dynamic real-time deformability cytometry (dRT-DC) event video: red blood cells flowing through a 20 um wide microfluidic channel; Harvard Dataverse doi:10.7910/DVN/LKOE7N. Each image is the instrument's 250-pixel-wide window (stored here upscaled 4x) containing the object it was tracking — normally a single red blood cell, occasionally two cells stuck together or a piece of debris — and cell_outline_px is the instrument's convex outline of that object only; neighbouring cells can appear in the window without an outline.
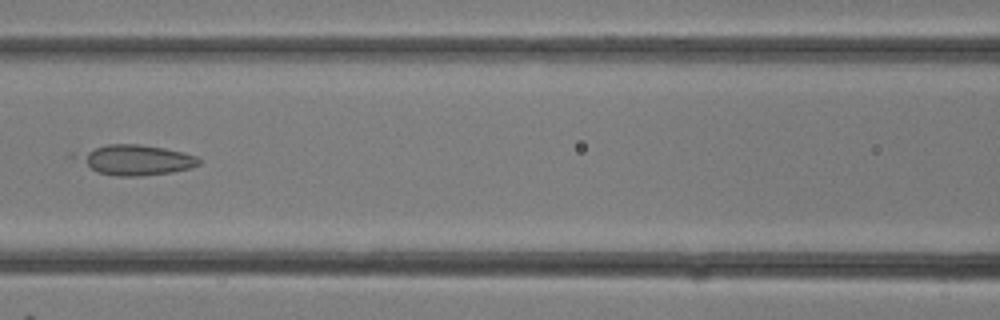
{"species": "common noctule bat (a hibernating species)", "species_latin": "Nyctalus noctula", "temperature_condition": "room temperature", "stored_images_in_passage": 28, "camera_frame_rate_fps": 3000, "um_per_image_px": 0.085, "animal": {"sex": "female"}, "frame": {"image": 1, "passage_image": 11, "time_ms": 3.333, "image_size_px": [1000, 320], "cell_outline_px": [[200, 164], [192, 168], [172, 172], [140, 176], [116, 176], [96, 172], [80, 156], [96, 148], [108, 144], [140, 144], [164, 148], [196, 156], [200, 160]], "centroid_in_image_um": [11.71, 13.61], "position_along_channel_um": 154.9, "area_um2": 20.46}}
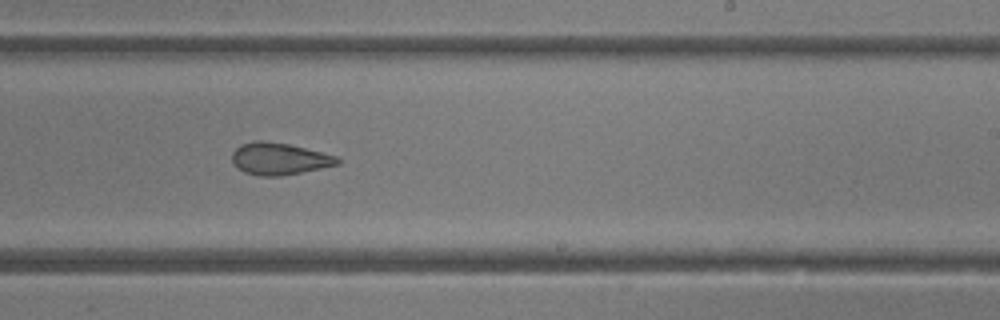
{"frame": {"image": 2, "passage_image": 16, "time_ms": 5.0, "image_size_px": [1000, 320], "cell_outline_px": [[340, 164], [280, 176], [260, 176], [244, 172], [232, 160], [232, 152], [240, 144], [256, 140], [264, 140], [288, 144], [336, 156], [340, 160]], "centroid_in_image_um": [23.71, 13.49], "position_along_channel_um": 265.3, "area_um2": 19.36}}
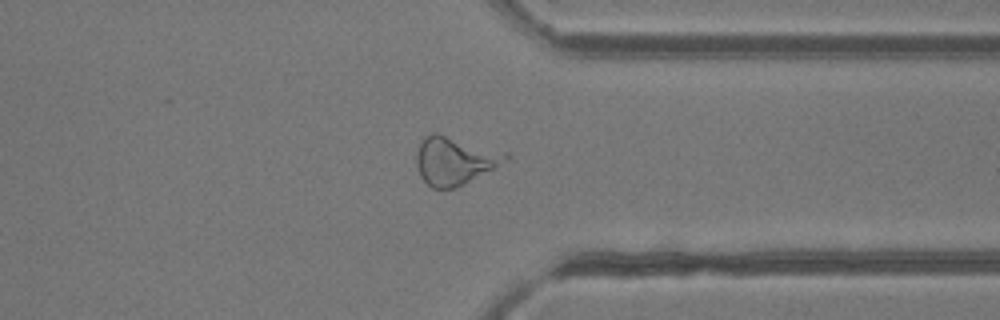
{"frame": {"image": 3, "passage_image": 21, "time_ms": 6.667, "image_size_px": [1000, 320], "cell_outline_px": [[512, 156], [508, 160], [464, 184], [456, 188], [432, 188], [420, 176], [416, 164], [416, 152], [420, 140], [424, 136], [432, 132], [436, 132], [508, 152]], "centroid_in_image_um": [38.64, 13.62], "position_along_channel_um": 372.8, "area_um2": 25.2}}